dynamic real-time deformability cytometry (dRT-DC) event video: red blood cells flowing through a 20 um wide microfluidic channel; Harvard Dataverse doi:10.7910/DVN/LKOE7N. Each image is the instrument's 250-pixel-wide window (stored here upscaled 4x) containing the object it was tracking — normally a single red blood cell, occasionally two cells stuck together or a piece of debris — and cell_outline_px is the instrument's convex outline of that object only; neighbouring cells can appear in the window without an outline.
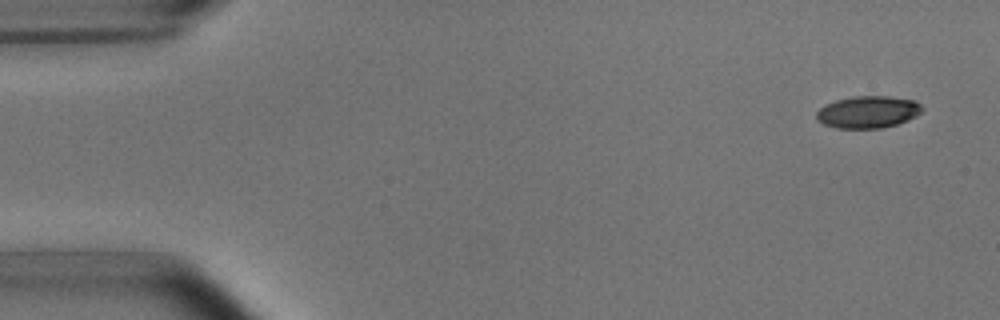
{"species": "common noctule bat (a hibernating species)", "species_latin": "Nyctalus noctula", "temperature_condition": "room temperature", "stored_images_in_passage": 8, "camera_frame_rate_fps": 3000, "um_per_image_px": 0.085, "animal": {"sex": "male", "body_mass_g": 15.6}, "frame": {"image": 1, "passage_image": 1, "time_ms": 0.0, "image_size_px": [1000, 320], "cell_outline_px": [[924, 108], [916, 116], [908, 120], [896, 124], [880, 128], [836, 128], [824, 124], [816, 120], [816, 112], [824, 104], [836, 100], [852, 96], [888, 96], [916, 100]], "centroid_in_image_um": [73.76, 9.51], "position_along_channel_um": 11.2, "area_um2": 19.88}}
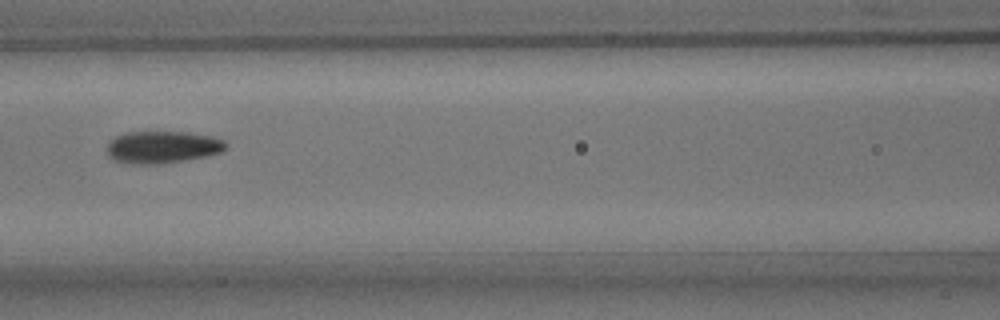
{"frame": {"image": 2, "passage_image": 7, "time_ms": 7.0, "image_size_px": [1000, 320], "cell_outline_px": [[228, 148], [220, 152], [204, 156], [160, 164], [132, 164], [112, 160], [108, 156], [108, 144], [116, 136], [124, 132], [188, 132], [212, 136], [224, 140], [228, 144]], "centroid_in_image_um": [13.81, 12.5], "position_along_channel_um": 152.8, "area_um2": 22.31}}
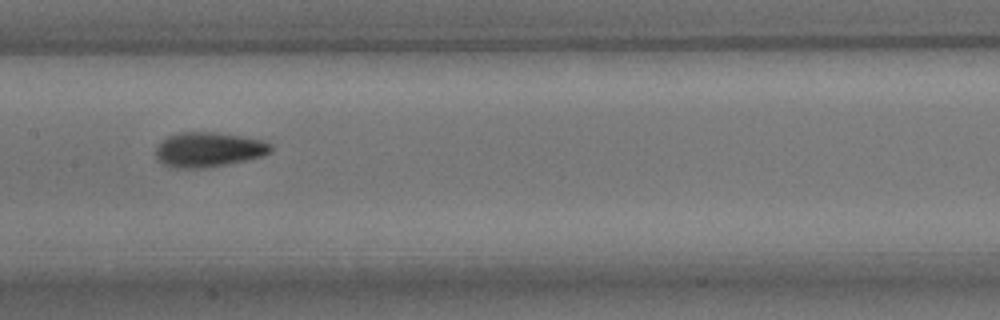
{"frame": {"image": 3, "passage_image": 8, "time_ms": 8.0, "image_size_px": [1000, 320], "cell_outline_px": [[272, 152], [264, 156], [248, 160], [200, 168], [172, 168], [164, 164], [156, 156], [156, 148], [168, 136], [176, 132], [212, 132], [240, 136], [264, 140], [272, 144]], "centroid_in_image_um": [17.77, 12.71], "position_along_channel_um": 189.6, "area_um2": 23.24}}